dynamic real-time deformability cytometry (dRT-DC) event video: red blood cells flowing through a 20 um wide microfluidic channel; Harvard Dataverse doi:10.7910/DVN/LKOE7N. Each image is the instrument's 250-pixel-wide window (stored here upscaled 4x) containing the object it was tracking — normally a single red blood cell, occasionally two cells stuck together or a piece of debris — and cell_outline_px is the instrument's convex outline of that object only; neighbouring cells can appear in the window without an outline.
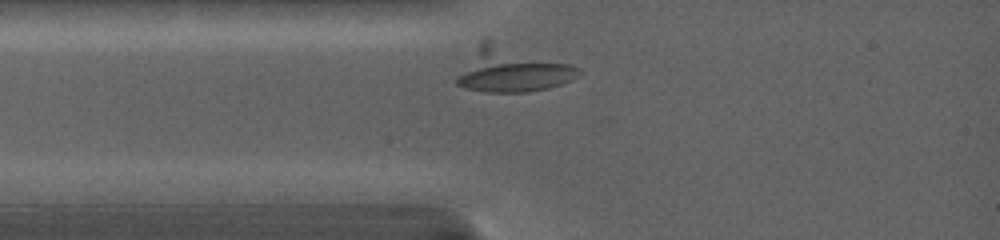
{"species": "common noctule bat (a hibernating species)", "species_latin": "Nyctalus noctula", "temperature_condition": "warm", "stored_images_in_passage": 19, "camera_frame_rate_fps": 5000, "um_per_image_px": 0.085, "animal": {"sex": "female", "body_mass_g": 19.0, "forearm_length_mm": 53.3}, "frame": {"image": 1, "passage_image": 1, "time_ms": 0.0, "image_size_px": [1000, 240], "cell_outline_px": [[584, 72], [580, 76], [572, 80], [548, 88], [528, 92], [484, 92], [464, 88], [456, 84], [456, 76], [480, 48], [484, 44], [568, 64], [580, 68]], "centroid_in_image_um": [43.6, 6.11], "position_along_channel_um": 41.4, "area_um2": 28.84}}
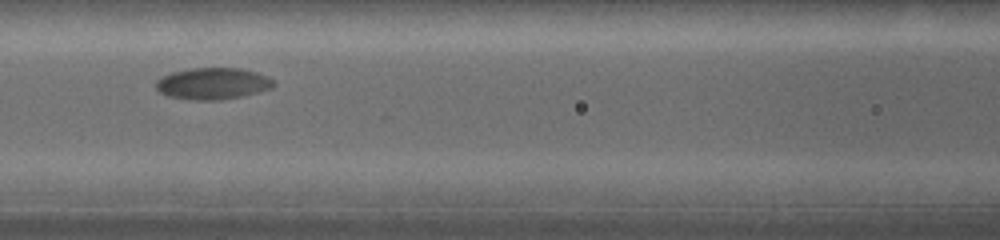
{"frame": {"image": 2, "passage_image": 9, "time_ms": 3.0, "image_size_px": [1000, 240], "cell_outline_px": [[276, 84], [272, 88], [244, 96], [220, 100], [196, 100], [168, 96], [160, 92], [156, 88], [156, 80], [172, 72], [192, 68], [240, 68], [256, 72], [276, 80]], "centroid_in_image_um": [18.13, 7.1], "position_along_channel_um": 148.5, "area_um2": 21.73}}
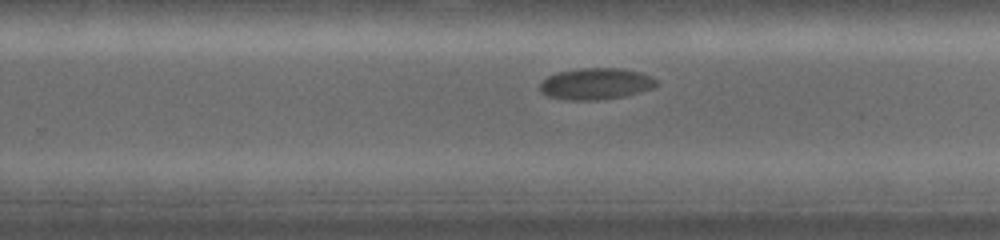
{"frame": {"image": 3, "passage_image": 19, "time_ms": 6.6, "image_size_px": [1000, 240], "cell_outline_px": [[656, 84], [652, 88], [640, 92], [624, 96], [596, 100], [564, 100], [548, 96], [540, 92], [540, 84], [548, 76], [560, 72], [584, 68], [620, 68], [640, 72], [656, 80]], "centroid_in_image_um": [50.62, 7.13], "position_along_channel_um": 279.2, "area_um2": 21.1}}